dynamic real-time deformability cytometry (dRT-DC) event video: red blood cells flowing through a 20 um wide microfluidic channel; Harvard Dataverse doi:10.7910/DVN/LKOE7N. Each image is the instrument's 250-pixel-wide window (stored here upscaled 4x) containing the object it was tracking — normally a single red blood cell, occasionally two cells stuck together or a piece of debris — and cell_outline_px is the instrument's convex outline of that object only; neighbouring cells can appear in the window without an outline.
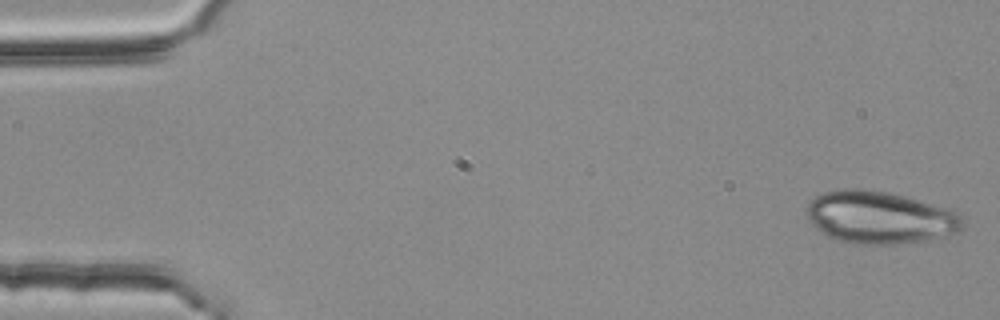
{"species": "common noctule bat (a hibernating species)", "species_latin": "Nyctalus noctula", "temperature_condition": "room temperature", "stored_images_in_passage": 53, "camera_frame_rate_fps": 3000, "um_per_image_px": 0.085, "animal": {"sex": "female", "body_mass_g": 25.1}, "frame": {"image": 1, "passage_image": 1, "time_ms": 0.0, "image_size_px": [1000, 320], "cell_outline_px": [[964, 228], [956, 232], [924, 240], [892, 244], [852, 244], [828, 236], [820, 232], [812, 224], [808, 216], [808, 204], [816, 196], [824, 192], [840, 188], [860, 188], [888, 192], [904, 196], [948, 208], [960, 212], [964, 224]], "centroid_in_image_um": [74.78, 18.47], "position_along_channel_um": 10.2, "area_um2": 47.51}}
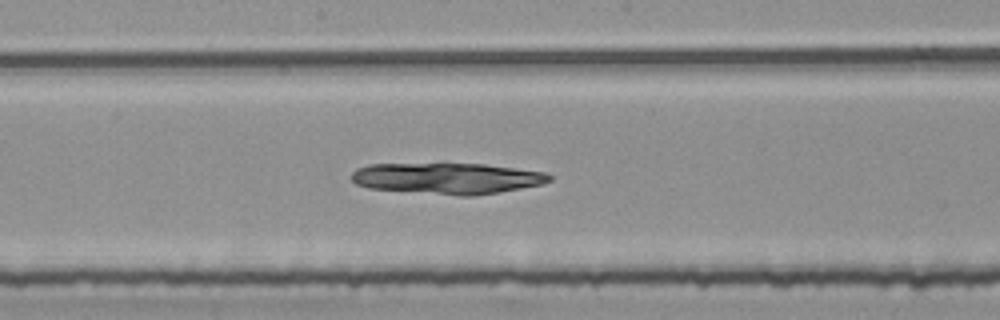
{"frame": {"image": 2, "passage_image": 28, "time_ms": 9.0, "image_size_px": [1000, 320], "cell_outline_px": [[552, 180], [540, 184], [520, 188], [472, 196], [460, 196], [368, 188], [356, 184], [348, 176], [356, 168], [368, 164], [484, 164], [544, 172], [552, 176]], "centroid_in_image_um": [37.95, 15.16], "position_along_channel_um": 210.3, "area_um2": 35.72}}
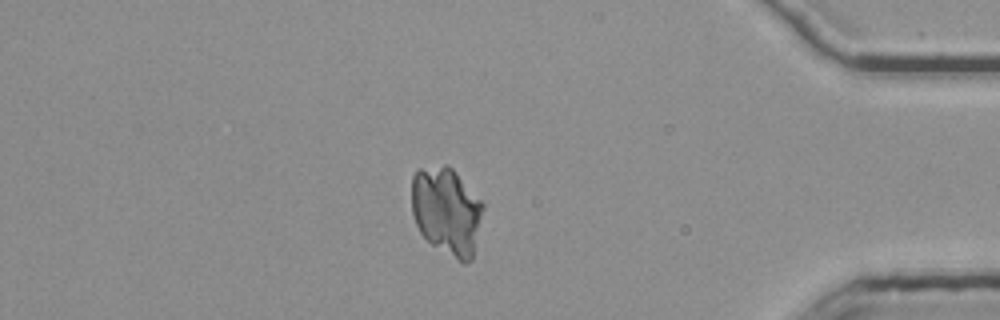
{"frame": {"image": 3, "passage_image": 46, "time_ms": 15.0, "image_size_px": [1000, 320], "cell_outline_px": [[484, 208], [472, 260], [468, 264], [464, 264], [432, 244], [420, 232], [416, 224], [412, 212], [412, 176], [420, 168], [444, 164], [448, 164], [456, 172], [484, 204]], "centroid_in_image_um": [37.97, 17.93], "position_along_channel_um": 397.2, "area_um2": 36.53}}